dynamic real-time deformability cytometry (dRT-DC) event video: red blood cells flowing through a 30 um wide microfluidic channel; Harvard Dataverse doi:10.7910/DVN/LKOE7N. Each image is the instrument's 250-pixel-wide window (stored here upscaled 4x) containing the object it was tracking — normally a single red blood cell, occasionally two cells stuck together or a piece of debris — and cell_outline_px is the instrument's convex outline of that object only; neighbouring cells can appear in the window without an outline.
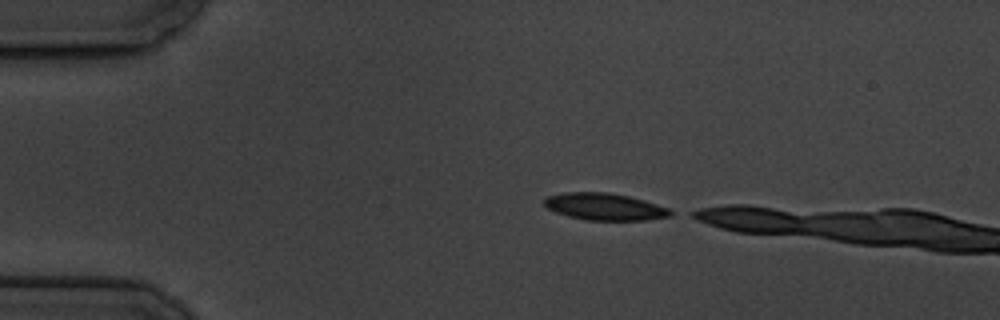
{"species": "common noctule bat (a hibernating species)", "species_latin": "Nyctalus noctula", "temperature_condition": "cold", "stored_images_in_passage": 3, "camera_frame_rate_fps": 3000, "um_per_image_px": 0.085, "animal": {"sex": "male", "body_mass_g": 19.5, "forearm_length_mm": 54.6}, "frame": {"image": 1, "passage_image": 1, "time_ms": 0.0, "image_size_px": [1000, 320], "cell_outline_px": [[676, 212], [672, 216], [644, 220], [588, 220], [568, 216], [556, 212], [548, 208], [544, 204], [544, 200], [548, 196], [564, 192], [608, 192], [628, 196], [644, 200], [668, 208]], "centroid_in_image_um": [51.43, 17.57], "position_along_channel_um": 33.6, "area_um2": 19.83}}